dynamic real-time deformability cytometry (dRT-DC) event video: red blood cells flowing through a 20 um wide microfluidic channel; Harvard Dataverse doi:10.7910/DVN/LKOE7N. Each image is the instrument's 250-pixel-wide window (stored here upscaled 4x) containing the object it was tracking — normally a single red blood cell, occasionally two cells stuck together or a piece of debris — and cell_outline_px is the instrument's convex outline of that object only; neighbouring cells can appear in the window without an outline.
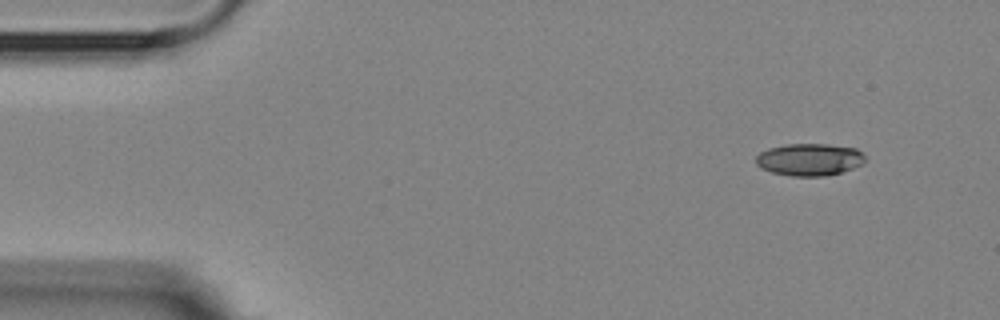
{"species": "Egyptian fruit bat (a non-hibernating species)", "species_latin": "Rousettus aegyptiacus", "temperature_condition": "room temperature", "stored_images_in_passage": 4, "camera_frame_rate_fps": 3000, "um_per_image_px": 0.085, "animal": {"sex": "female"}, "frame": {"image": 1, "passage_image": 1, "time_ms": 0.0, "image_size_px": [1000, 320], "cell_outline_px": [[864, 160], [860, 164], [852, 168], [840, 172], [824, 176], [792, 176], [772, 172], [760, 168], [756, 164], [756, 156], [760, 152], [768, 148], [788, 144], [828, 144], [856, 148], [864, 156]], "centroid_in_image_um": [68.76, 13.55], "position_along_channel_um": 16.2, "area_um2": 20.35}}